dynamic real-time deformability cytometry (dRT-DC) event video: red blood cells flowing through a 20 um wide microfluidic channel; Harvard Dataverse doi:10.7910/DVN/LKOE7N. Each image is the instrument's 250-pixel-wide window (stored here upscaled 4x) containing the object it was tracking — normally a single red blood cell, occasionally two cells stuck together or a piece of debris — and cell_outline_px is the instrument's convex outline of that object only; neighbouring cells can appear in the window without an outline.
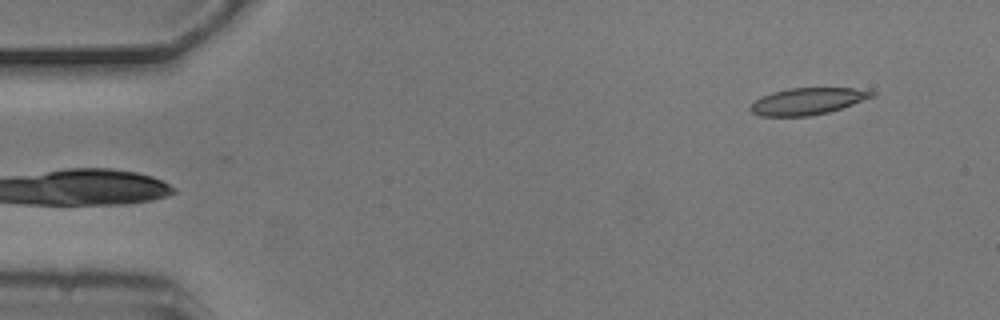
{"species": "common noctule bat (a hibernating species)", "species_latin": "Nyctalus noctula", "temperature_condition": "cold", "stored_images_in_passage": 4, "camera_frame_rate_fps": 3000, "um_per_image_px": 0.085, "animal": {"sex": "male", "body_mass_g": 20.5, "forearm_length_mm": 52.5}, "frame": {"image": 1, "passage_image": 4, "time_ms": 1.0, "image_size_px": [1000, 320], "cell_outline_px": [[876, 96], [828, 112], [808, 116], [760, 116], [752, 112], [748, 108], [756, 100], [772, 92], [788, 88], [856, 88], [876, 92]], "centroid_in_image_um": [68.65, 8.6], "position_along_channel_um": 16.3, "area_um2": 18.79}}